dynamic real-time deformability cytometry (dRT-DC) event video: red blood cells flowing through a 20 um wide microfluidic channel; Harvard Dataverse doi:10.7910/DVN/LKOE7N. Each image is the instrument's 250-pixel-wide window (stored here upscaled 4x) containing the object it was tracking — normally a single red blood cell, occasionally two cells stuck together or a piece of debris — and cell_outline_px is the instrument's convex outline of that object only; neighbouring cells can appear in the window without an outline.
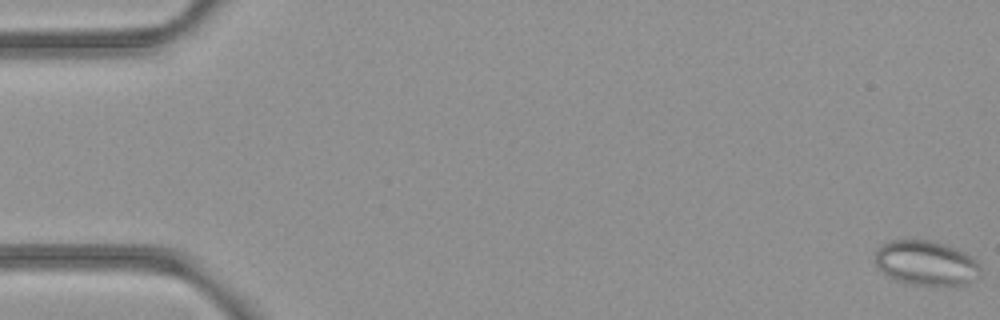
{"species": "common noctule bat (a hibernating species)", "species_latin": "Nyctalus noctula", "temperature_condition": "room temperature", "stored_images_in_passage": 15, "camera_frame_rate_fps": 3000, "um_per_image_px": 0.085, "animal": {"sex": "female", "body_mass_g": 21.9}, "frame": {"image": 1, "passage_image": 1, "time_ms": 0.0, "image_size_px": [1000, 320], "cell_outline_px": [[980, 276], [976, 280], [968, 284], [948, 288], [908, 284], [896, 280], [888, 276], [876, 268], [876, 248], [880, 244], [892, 240], [932, 240], [956, 248], [964, 252], [976, 260], [980, 268]], "centroid_in_image_um": [78.74, 22.4], "position_along_channel_um": 6.3, "area_um2": 28.38}}